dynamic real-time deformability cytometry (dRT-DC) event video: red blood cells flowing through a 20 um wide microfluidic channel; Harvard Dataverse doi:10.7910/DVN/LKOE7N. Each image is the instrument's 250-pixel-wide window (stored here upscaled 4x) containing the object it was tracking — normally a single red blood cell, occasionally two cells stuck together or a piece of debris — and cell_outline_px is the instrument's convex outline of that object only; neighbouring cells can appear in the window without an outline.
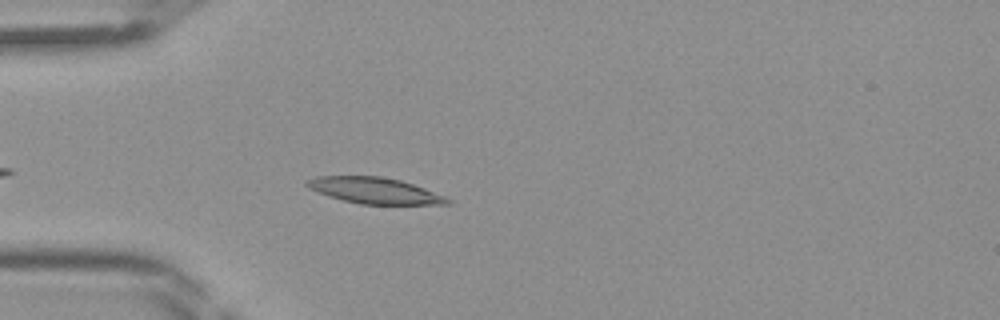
{"species": "Egyptian fruit bat (a non-hibernating species)", "species_latin": "Rousettus aegyptiacus", "temperature_condition": "room temperature", "stored_images_in_passage": 27, "camera_frame_rate_fps": 3000, "um_per_image_px": 0.085, "frame": {"image": 1, "passage_image": 5, "time_ms": 1.333, "image_size_px": [1000, 320], "cell_outline_px": [[452, 204], [360, 204], [328, 196], [308, 188], [304, 184], [304, 180], [316, 176], [380, 176], [400, 180], [424, 188], [444, 196], [452, 200]], "centroid_in_image_um": [31.8, 16.19], "position_along_channel_um": 53.2, "area_um2": 21.33}}
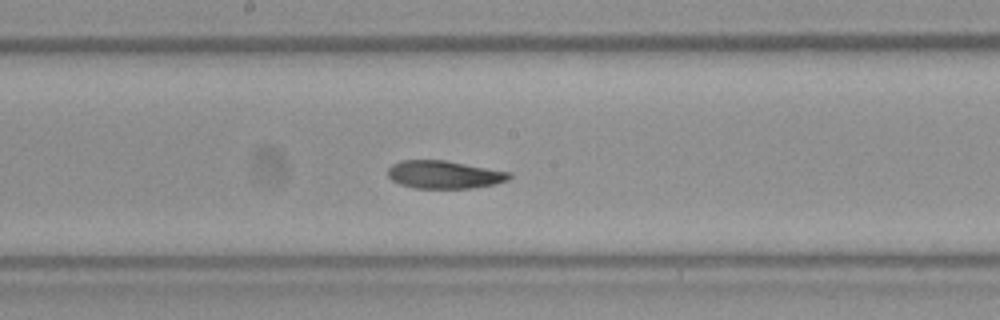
{"frame": {"image": 2, "passage_image": 16, "time_ms": 5.0, "image_size_px": [1000, 320], "cell_outline_px": [[512, 176], [508, 180], [496, 184], [472, 188], [416, 188], [400, 184], [392, 180], [388, 176], [388, 168], [392, 164], [400, 160], [448, 160], [512, 172]], "centroid_in_image_um": [37.79, 14.83], "position_along_channel_um": 210.4, "area_um2": 20.0}}
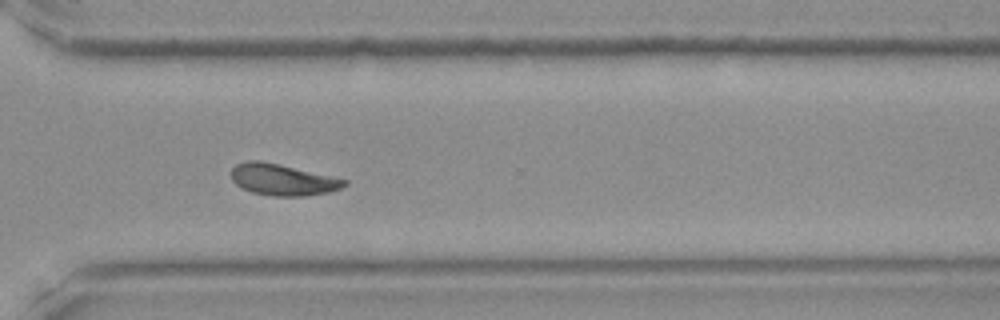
{"frame": {"image": 3, "passage_image": 25, "time_ms": 8.0, "image_size_px": [1000, 320], "cell_outline_px": [[348, 184], [340, 188], [328, 192], [304, 196], [272, 196], [252, 192], [236, 184], [232, 180], [232, 168], [236, 164], [248, 160], [260, 160], [348, 180]], "centroid_in_image_um": [24.01, 15.27], "position_along_channel_um": 346.6, "area_um2": 20.4}}